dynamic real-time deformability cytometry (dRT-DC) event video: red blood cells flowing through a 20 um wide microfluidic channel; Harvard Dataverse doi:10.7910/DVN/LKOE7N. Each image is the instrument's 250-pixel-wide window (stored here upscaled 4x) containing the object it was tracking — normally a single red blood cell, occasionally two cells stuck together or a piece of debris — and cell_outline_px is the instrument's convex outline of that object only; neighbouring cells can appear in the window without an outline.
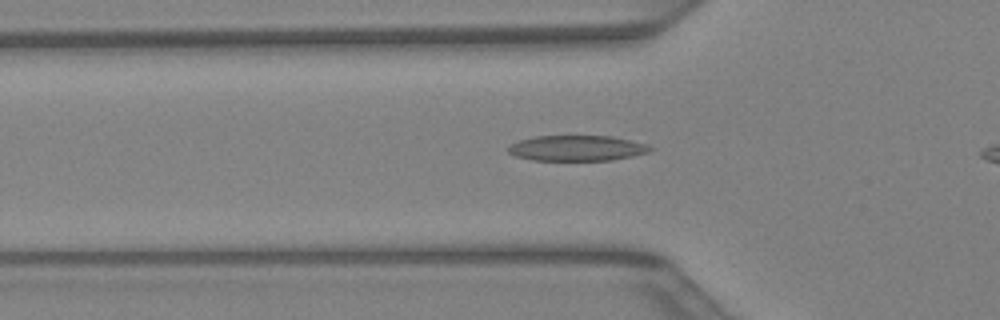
{"species": "Egyptian fruit bat (a non-hibernating species)", "species_latin": "Rousettus aegyptiacus", "temperature_condition": "warm", "stored_images_in_passage": 31, "camera_frame_rate_fps": 3000, "um_per_image_px": 0.085, "animal": {"sex": "female"}, "frame": {"image": 1, "passage_image": 9, "time_ms": 2.667, "image_size_px": [1000, 320], "cell_outline_px": [[652, 148], [648, 152], [632, 156], [612, 160], [532, 160], [516, 156], [508, 152], [508, 144], [520, 140], [536, 136], [612, 136], [632, 140], [648, 144]], "centroid_in_image_um": [49.03, 12.59], "position_along_channel_um": 76.8, "area_um2": 21.1}}
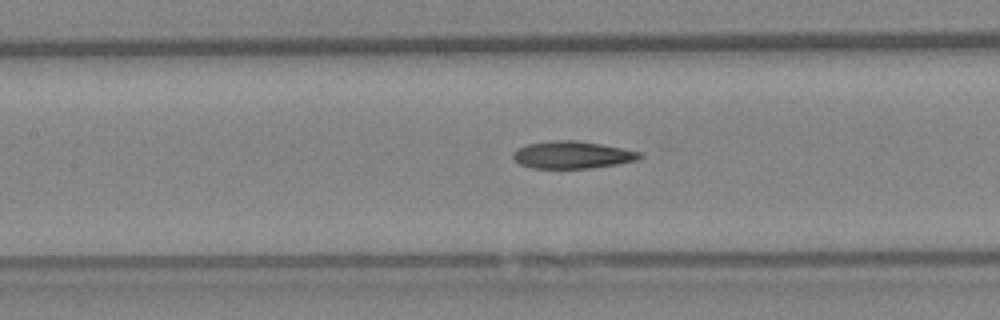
{"frame": {"image": 2, "passage_image": 14, "time_ms": 4.333, "image_size_px": [1000, 320], "cell_outline_px": [[644, 156], [636, 160], [616, 164], [588, 168], [532, 168], [520, 164], [512, 156], [512, 152], [516, 148], [528, 144], [552, 140], [576, 140], [600, 144], [644, 152]], "centroid_in_image_um": [48.64, 13.15], "position_along_channel_um": 158.8, "area_um2": 20.17}}
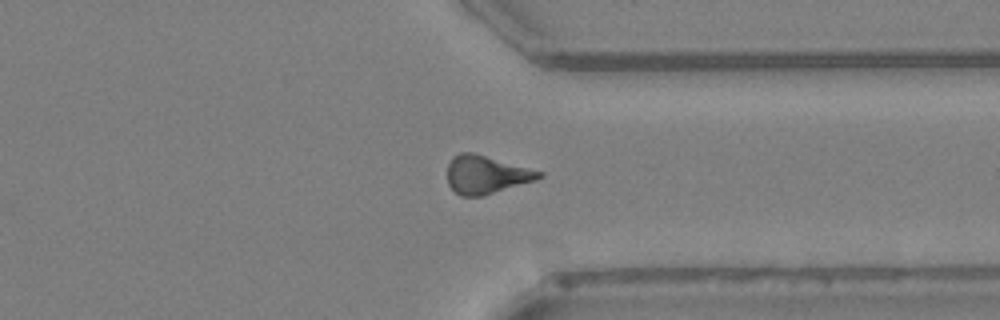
{"frame": {"image": 3, "passage_image": 27, "time_ms": 8.667, "image_size_px": [1000, 320], "cell_outline_px": [[544, 176], [536, 180], [484, 196], [460, 196], [448, 184], [448, 164], [452, 156], [460, 152], [472, 152], [544, 172]], "centroid_in_image_um": [41.32, 14.85], "position_along_channel_um": 370.1, "area_um2": 20.4}}